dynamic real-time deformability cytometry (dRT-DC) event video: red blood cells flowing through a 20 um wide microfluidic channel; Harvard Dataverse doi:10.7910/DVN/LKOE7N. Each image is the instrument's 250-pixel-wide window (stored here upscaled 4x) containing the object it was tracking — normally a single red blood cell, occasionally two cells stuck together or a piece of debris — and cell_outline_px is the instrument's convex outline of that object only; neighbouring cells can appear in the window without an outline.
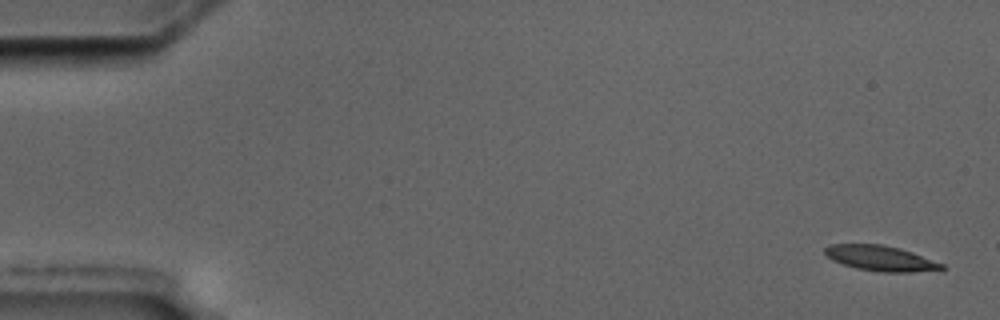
{"species": "common noctule bat (a hibernating species)", "species_latin": "Nyctalus noctula", "temperature_condition": "cold", "stored_images_in_passage": 5, "segment_of_instrument_passage": [1, 2], "camera_frame_rate_fps": 3000, "um_per_image_px": 0.085, "animal": {"sex": "male", "body_mass_g": 17.5, "forearm_length_mm": 52.3}, "frame": {"image": 1, "passage_image": 1, "time_ms": 0.0, "image_size_px": [1000, 320], "cell_outline_px": [[944, 268], [940, 272], [880, 272], [856, 268], [832, 260], [824, 252], [824, 248], [832, 244], [880, 244], [900, 248], [912, 252], [944, 264]], "centroid_in_image_um": [74.93, 21.97], "position_along_channel_um": 10.1, "area_um2": 17.4}}
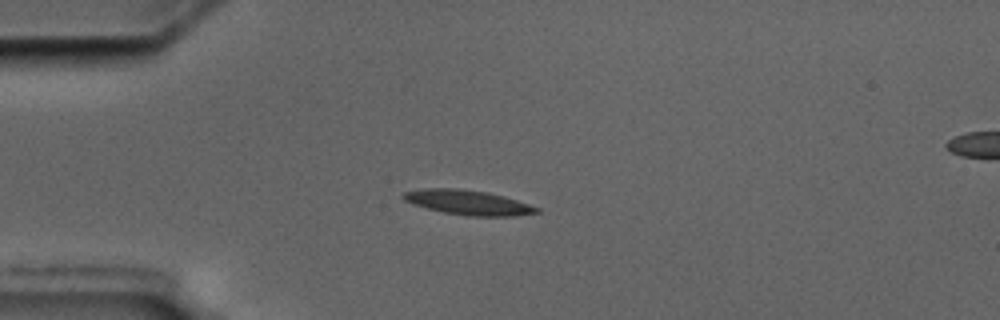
{"frame": {"image": 2, "passage_image": 4, "time_ms": 4.333, "image_size_px": [1000, 320], "cell_outline_px": [[540, 212], [516, 216], [468, 216], [444, 212], [412, 204], [404, 200], [400, 196], [404, 192], [424, 188], [456, 188], [484, 192], [504, 196], [540, 208]], "centroid_in_image_um": [39.77, 17.21], "position_along_channel_um": 45.2, "area_um2": 19.07}}